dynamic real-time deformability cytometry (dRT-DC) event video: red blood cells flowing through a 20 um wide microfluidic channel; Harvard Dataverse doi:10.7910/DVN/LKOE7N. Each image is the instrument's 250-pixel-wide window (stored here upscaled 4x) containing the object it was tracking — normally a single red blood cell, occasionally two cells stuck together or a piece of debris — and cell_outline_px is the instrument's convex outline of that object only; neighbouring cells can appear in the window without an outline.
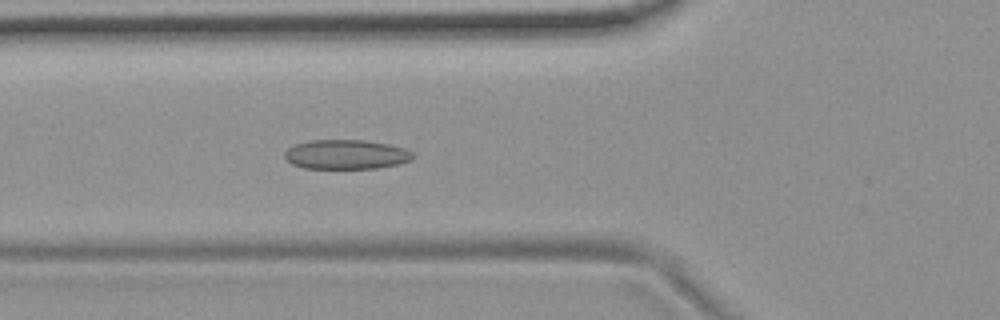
{"species": "common noctule bat (a hibernating species)", "species_latin": "Nyctalus noctula", "temperature_condition": "room temperature", "stored_images_in_passage": 41, "camera_frame_rate_fps": 3000, "um_per_image_px": 0.085, "animal": {"sex": "female", "body_mass_g": 19.9}, "frame": {"image": 1, "passage_image": 11, "time_ms": 3.333, "image_size_px": [1000, 320], "cell_outline_px": [[416, 156], [412, 160], [400, 164], [380, 168], [304, 168], [292, 164], [284, 156], [284, 152], [288, 148], [296, 144], [308, 140], [364, 140], [388, 144], [404, 148], [412, 152]], "centroid_in_image_um": [29.45, 13.13], "position_along_channel_um": 96.3, "area_um2": 22.14}}
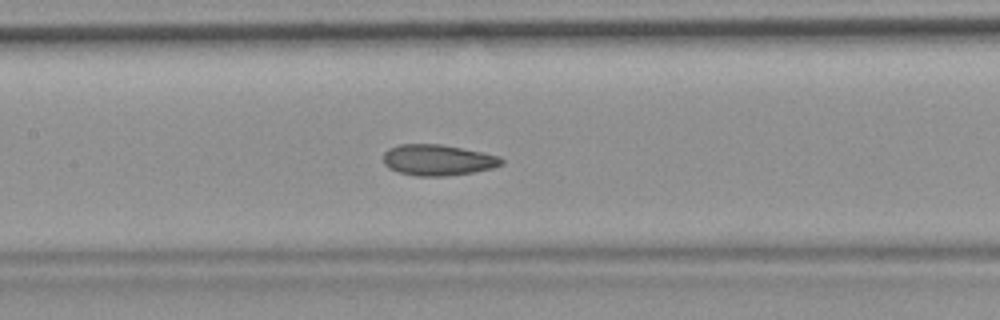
{"frame": {"image": 2, "passage_image": 17, "time_ms": 5.333, "image_size_px": [1000, 320], "cell_outline_px": [[504, 164], [492, 168], [472, 172], [444, 176], [416, 176], [400, 172], [388, 168], [384, 164], [384, 152], [388, 148], [400, 144], [440, 144], [484, 152], [500, 156], [504, 160]], "centroid_in_image_um": [37.23, 13.59], "position_along_channel_um": 170.2, "area_um2": 21.39}}
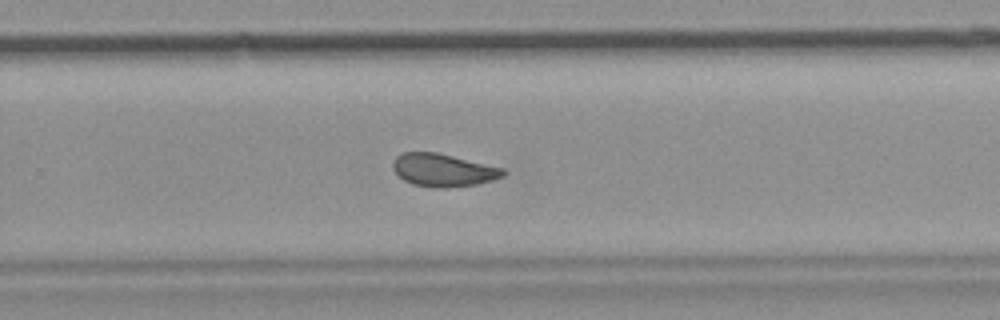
{"frame": {"image": 3, "passage_image": 27, "time_ms": 8.667, "image_size_px": [1000, 320], "cell_outline_px": [[508, 172], [504, 176], [492, 180], [476, 184], [440, 188], [432, 188], [412, 184], [404, 180], [392, 168], [392, 164], [396, 156], [404, 152], [436, 152], [504, 168]], "centroid_in_image_um": [37.68, 14.46], "position_along_channel_um": 292.1, "area_um2": 21.04}, "authors_computed_cell_mechanics": {"area_um2": 21.3282, "velocity_mm_per_s": 3.6776, "shape_relaxation_time_tau1_ms": null, "shape_relaxation_time_tau2_ms": 2.506, "deformation_change_tau1": null, "deformation_change_tau2": 0.0853}}